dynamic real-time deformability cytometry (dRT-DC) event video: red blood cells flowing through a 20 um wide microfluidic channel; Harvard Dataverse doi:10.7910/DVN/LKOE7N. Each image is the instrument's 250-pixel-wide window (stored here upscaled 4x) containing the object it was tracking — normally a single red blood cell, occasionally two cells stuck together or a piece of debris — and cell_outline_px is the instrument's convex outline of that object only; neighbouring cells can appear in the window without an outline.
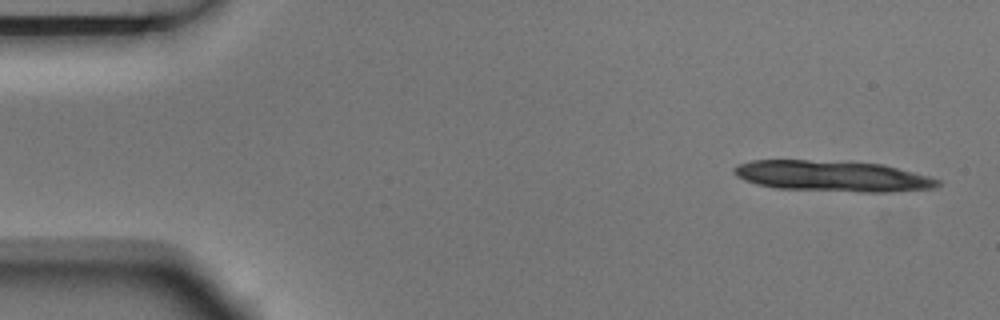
{"species": "Egyptian fruit bat (a non-hibernating species)", "species_latin": "Rousettus aegyptiacus", "temperature_condition": "room temperature", "stored_images_in_passage": 6, "camera_frame_rate_fps": 3000, "um_per_image_px": 0.085, "animal": {"sex": "male"}, "frame": {"image": 1, "passage_image": 1, "time_ms": 0.0, "image_size_px": [1000, 320], "cell_outline_px": [[940, 184], [936, 188], [888, 192], [860, 192], [776, 188], [756, 184], [744, 180], [736, 176], [732, 172], [732, 168], [736, 164], [752, 160], [808, 160], [884, 164], [928, 176], [940, 180]], "centroid_in_image_um": [70.72, 14.97], "position_along_channel_um": 14.3, "area_um2": 36.7}}
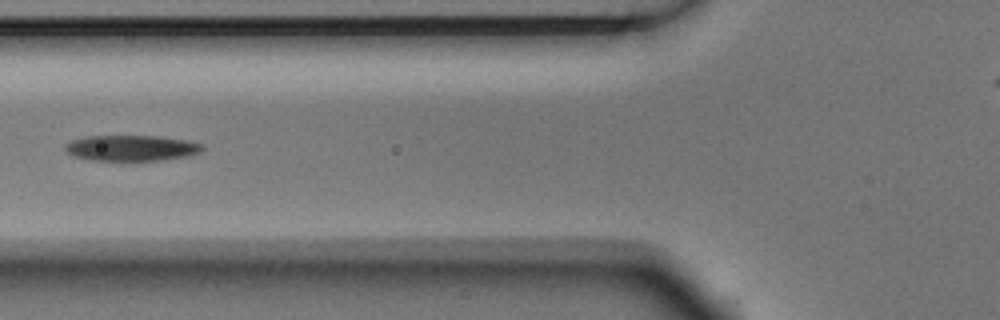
{"frame": {"image": 2, "passage_image": 6, "time_ms": 1.667, "image_size_px": [1000, 320], "cell_outline_px": [[204, 148], [200, 152], [188, 156], [160, 160], [88, 160], [76, 156], [68, 152], [64, 148], [64, 144], [72, 140], [88, 136], [160, 136], [188, 140], [204, 144]], "centroid_in_image_um": [11.21, 12.57], "position_along_channel_um": 114.6, "area_um2": 20.58}}